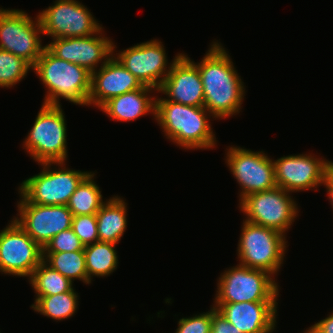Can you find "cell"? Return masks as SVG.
Wrapping results in <instances>:
<instances>
[{"label": "cell", "mask_w": 333, "mask_h": 333, "mask_svg": "<svg viewBox=\"0 0 333 333\" xmlns=\"http://www.w3.org/2000/svg\"><path fill=\"white\" fill-rule=\"evenodd\" d=\"M210 47L200 63L192 62L200 72L204 107L212 118L224 119L240 112L245 88L225 48L215 41Z\"/></svg>", "instance_id": "obj_1"}, {"label": "cell", "mask_w": 333, "mask_h": 333, "mask_svg": "<svg viewBox=\"0 0 333 333\" xmlns=\"http://www.w3.org/2000/svg\"><path fill=\"white\" fill-rule=\"evenodd\" d=\"M156 99L155 120L167 139L184 149H210L216 145V137L205 107L187 106ZM209 113V114H208Z\"/></svg>", "instance_id": "obj_2"}, {"label": "cell", "mask_w": 333, "mask_h": 333, "mask_svg": "<svg viewBox=\"0 0 333 333\" xmlns=\"http://www.w3.org/2000/svg\"><path fill=\"white\" fill-rule=\"evenodd\" d=\"M32 70L48 90L43 104L59 106L62 98L88 106L91 72L84 67L59 59L45 48Z\"/></svg>", "instance_id": "obj_3"}, {"label": "cell", "mask_w": 333, "mask_h": 333, "mask_svg": "<svg viewBox=\"0 0 333 333\" xmlns=\"http://www.w3.org/2000/svg\"><path fill=\"white\" fill-rule=\"evenodd\" d=\"M60 166L52 170L51 165ZM42 171L25 179L19 187L18 203L39 205H67L70 196L81 181L90 173L66 169L64 162L40 163ZM51 168V169H50Z\"/></svg>", "instance_id": "obj_4"}, {"label": "cell", "mask_w": 333, "mask_h": 333, "mask_svg": "<svg viewBox=\"0 0 333 333\" xmlns=\"http://www.w3.org/2000/svg\"><path fill=\"white\" fill-rule=\"evenodd\" d=\"M66 120L61 105L42 104L23 142L27 153L38 163L66 162Z\"/></svg>", "instance_id": "obj_5"}, {"label": "cell", "mask_w": 333, "mask_h": 333, "mask_svg": "<svg viewBox=\"0 0 333 333\" xmlns=\"http://www.w3.org/2000/svg\"><path fill=\"white\" fill-rule=\"evenodd\" d=\"M238 243V258L241 265L260 269L277 275L286 252V237L283 233L243 220Z\"/></svg>", "instance_id": "obj_6"}, {"label": "cell", "mask_w": 333, "mask_h": 333, "mask_svg": "<svg viewBox=\"0 0 333 333\" xmlns=\"http://www.w3.org/2000/svg\"><path fill=\"white\" fill-rule=\"evenodd\" d=\"M278 288L268 272L237 264L220 275L214 302H277Z\"/></svg>", "instance_id": "obj_7"}, {"label": "cell", "mask_w": 333, "mask_h": 333, "mask_svg": "<svg viewBox=\"0 0 333 333\" xmlns=\"http://www.w3.org/2000/svg\"><path fill=\"white\" fill-rule=\"evenodd\" d=\"M246 221L275 229L284 235L298 215V207L290 193L281 187L255 192L239 202Z\"/></svg>", "instance_id": "obj_8"}, {"label": "cell", "mask_w": 333, "mask_h": 333, "mask_svg": "<svg viewBox=\"0 0 333 333\" xmlns=\"http://www.w3.org/2000/svg\"><path fill=\"white\" fill-rule=\"evenodd\" d=\"M22 10L0 9V49L24 59L32 67L43 50L39 34H43L38 15L35 20Z\"/></svg>", "instance_id": "obj_9"}, {"label": "cell", "mask_w": 333, "mask_h": 333, "mask_svg": "<svg viewBox=\"0 0 333 333\" xmlns=\"http://www.w3.org/2000/svg\"><path fill=\"white\" fill-rule=\"evenodd\" d=\"M38 17L43 35L52 39L86 37L103 29L87 7L76 0H56Z\"/></svg>", "instance_id": "obj_10"}, {"label": "cell", "mask_w": 333, "mask_h": 333, "mask_svg": "<svg viewBox=\"0 0 333 333\" xmlns=\"http://www.w3.org/2000/svg\"><path fill=\"white\" fill-rule=\"evenodd\" d=\"M226 155L230 172L241 186L239 201L249 194L277 186L273 159L263 151L254 152L240 146H231Z\"/></svg>", "instance_id": "obj_11"}, {"label": "cell", "mask_w": 333, "mask_h": 333, "mask_svg": "<svg viewBox=\"0 0 333 333\" xmlns=\"http://www.w3.org/2000/svg\"><path fill=\"white\" fill-rule=\"evenodd\" d=\"M43 261V249L12 219L0 232V272L30 277Z\"/></svg>", "instance_id": "obj_12"}, {"label": "cell", "mask_w": 333, "mask_h": 333, "mask_svg": "<svg viewBox=\"0 0 333 333\" xmlns=\"http://www.w3.org/2000/svg\"><path fill=\"white\" fill-rule=\"evenodd\" d=\"M116 55V56H115ZM182 55H176L167 69V56L159 40L143 42L113 56L130 71L142 85L159 90L171 70L172 64ZM163 76V77H162Z\"/></svg>", "instance_id": "obj_13"}, {"label": "cell", "mask_w": 333, "mask_h": 333, "mask_svg": "<svg viewBox=\"0 0 333 333\" xmlns=\"http://www.w3.org/2000/svg\"><path fill=\"white\" fill-rule=\"evenodd\" d=\"M278 187L289 193L306 191L325 182L332 161L311 154L289 155L273 160Z\"/></svg>", "instance_id": "obj_14"}, {"label": "cell", "mask_w": 333, "mask_h": 333, "mask_svg": "<svg viewBox=\"0 0 333 333\" xmlns=\"http://www.w3.org/2000/svg\"><path fill=\"white\" fill-rule=\"evenodd\" d=\"M14 220L43 249L61 231L72 227L73 214L67 205L18 203Z\"/></svg>", "instance_id": "obj_15"}, {"label": "cell", "mask_w": 333, "mask_h": 333, "mask_svg": "<svg viewBox=\"0 0 333 333\" xmlns=\"http://www.w3.org/2000/svg\"><path fill=\"white\" fill-rule=\"evenodd\" d=\"M102 30L86 37L54 38L53 42L46 44V48L57 58L75 63L92 73L97 70L99 62L103 65L113 56L116 48L111 39L102 36Z\"/></svg>", "instance_id": "obj_16"}, {"label": "cell", "mask_w": 333, "mask_h": 333, "mask_svg": "<svg viewBox=\"0 0 333 333\" xmlns=\"http://www.w3.org/2000/svg\"><path fill=\"white\" fill-rule=\"evenodd\" d=\"M158 92L165 94L167 101L187 106L204 107V90L198 67L182 54L171 66Z\"/></svg>", "instance_id": "obj_17"}, {"label": "cell", "mask_w": 333, "mask_h": 333, "mask_svg": "<svg viewBox=\"0 0 333 333\" xmlns=\"http://www.w3.org/2000/svg\"><path fill=\"white\" fill-rule=\"evenodd\" d=\"M140 81L114 56L91 73V89L88 105L100 108L112 97L141 88Z\"/></svg>", "instance_id": "obj_18"}, {"label": "cell", "mask_w": 333, "mask_h": 333, "mask_svg": "<svg viewBox=\"0 0 333 333\" xmlns=\"http://www.w3.org/2000/svg\"><path fill=\"white\" fill-rule=\"evenodd\" d=\"M277 302L214 303V307L242 333H272Z\"/></svg>", "instance_id": "obj_19"}, {"label": "cell", "mask_w": 333, "mask_h": 333, "mask_svg": "<svg viewBox=\"0 0 333 333\" xmlns=\"http://www.w3.org/2000/svg\"><path fill=\"white\" fill-rule=\"evenodd\" d=\"M153 90L157 91L143 85L137 90L112 97L99 109L111 119L120 122L133 121L149 112L155 119L156 99L148 94Z\"/></svg>", "instance_id": "obj_20"}, {"label": "cell", "mask_w": 333, "mask_h": 333, "mask_svg": "<svg viewBox=\"0 0 333 333\" xmlns=\"http://www.w3.org/2000/svg\"><path fill=\"white\" fill-rule=\"evenodd\" d=\"M127 203L118 196L110 197L96 213L99 241L119 243L127 227Z\"/></svg>", "instance_id": "obj_21"}, {"label": "cell", "mask_w": 333, "mask_h": 333, "mask_svg": "<svg viewBox=\"0 0 333 333\" xmlns=\"http://www.w3.org/2000/svg\"><path fill=\"white\" fill-rule=\"evenodd\" d=\"M115 243L97 241L84 247L88 284L93 276L105 277L114 272L118 266Z\"/></svg>", "instance_id": "obj_22"}, {"label": "cell", "mask_w": 333, "mask_h": 333, "mask_svg": "<svg viewBox=\"0 0 333 333\" xmlns=\"http://www.w3.org/2000/svg\"><path fill=\"white\" fill-rule=\"evenodd\" d=\"M94 175L90 172L70 196L67 207L73 216L96 214L105 202L99 186L94 182Z\"/></svg>", "instance_id": "obj_23"}, {"label": "cell", "mask_w": 333, "mask_h": 333, "mask_svg": "<svg viewBox=\"0 0 333 333\" xmlns=\"http://www.w3.org/2000/svg\"><path fill=\"white\" fill-rule=\"evenodd\" d=\"M29 282L37 294L35 302L40 297L69 292L73 288L72 281L52 269L44 261L32 272Z\"/></svg>", "instance_id": "obj_24"}, {"label": "cell", "mask_w": 333, "mask_h": 333, "mask_svg": "<svg viewBox=\"0 0 333 333\" xmlns=\"http://www.w3.org/2000/svg\"><path fill=\"white\" fill-rule=\"evenodd\" d=\"M43 261L70 281L88 284L84 250L73 252H43Z\"/></svg>", "instance_id": "obj_25"}, {"label": "cell", "mask_w": 333, "mask_h": 333, "mask_svg": "<svg viewBox=\"0 0 333 333\" xmlns=\"http://www.w3.org/2000/svg\"><path fill=\"white\" fill-rule=\"evenodd\" d=\"M78 299V293L72 288L69 292L40 297L30 307L55 321H61L75 314L78 308Z\"/></svg>", "instance_id": "obj_26"}, {"label": "cell", "mask_w": 333, "mask_h": 333, "mask_svg": "<svg viewBox=\"0 0 333 333\" xmlns=\"http://www.w3.org/2000/svg\"><path fill=\"white\" fill-rule=\"evenodd\" d=\"M33 67L24 59L0 49V87H12Z\"/></svg>", "instance_id": "obj_27"}, {"label": "cell", "mask_w": 333, "mask_h": 333, "mask_svg": "<svg viewBox=\"0 0 333 333\" xmlns=\"http://www.w3.org/2000/svg\"><path fill=\"white\" fill-rule=\"evenodd\" d=\"M71 228L84 247L99 241L96 214L73 216Z\"/></svg>", "instance_id": "obj_28"}, {"label": "cell", "mask_w": 333, "mask_h": 333, "mask_svg": "<svg viewBox=\"0 0 333 333\" xmlns=\"http://www.w3.org/2000/svg\"><path fill=\"white\" fill-rule=\"evenodd\" d=\"M78 250H84V245L72 228L59 232L43 248V252H73Z\"/></svg>", "instance_id": "obj_29"}, {"label": "cell", "mask_w": 333, "mask_h": 333, "mask_svg": "<svg viewBox=\"0 0 333 333\" xmlns=\"http://www.w3.org/2000/svg\"><path fill=\"white\" fill-rule=\"evenodd\" d=\"M212 307L210 311L189 318H181L175 333H211Z\"/></svg>", "instance_id": "obj_30"}, {"label": "cell", "mask_w": 333, "mask_h": 333, "mask_svg": "<svg viewBox=\"0 0 333 333\" xmlns=\"http://www.w3.org/2000/svg\"><path fill=\"white\" fill-rule=\"evenodd\" d=\"M211 333H242L212 306Z\"/></svg>", "instance_id": "obj_31"}, {"label": "cell", "mask_w": 333, "mask_h": 333, "mask_svg": "<svg viewBox=\"0 0 333 333\" xmlns=\"http://www.w3.org/2000/svg\"><path fill=\"white\" fill-rule=\"evenodd\" d=\"M319 333H333V311L325 319L312 325Z\"/></svg>", "instance_id": "obj_32"}, {"label": "cell", "mask_w": 333, "mask_h": 333, "mask_svg": "<svg viewBox=\"0 0 333 333\" xmlns=\"http://www.w3.org/2000/svg\"><path fill=\"white\" fill-rule=\"evenodd\" d=\"M326 189H327V194L329 199L331 200V205L333 208V165L330 167V169L327 172L326 178H325V182L323 184Z\"/></svg>", "instance_id": "obj_33"}, {"label": "cell", "mask_w": 333, "mask_h": 333, "mask_svg": "<svg viewBox=\"0 0 333 333\" xmlns=\"http://www.w3.org/2000/svg\"><path fill=\"white\" fill-rule=\"evenodd\" d=\"M304 333H319L313 326L309 327Z\"/></svg>", "instance_id": "obj_34"}]
</instances>
